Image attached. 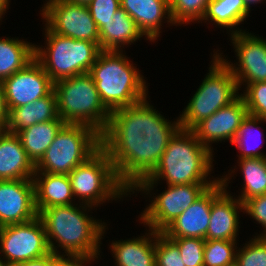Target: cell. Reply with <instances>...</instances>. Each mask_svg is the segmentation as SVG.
<instances>
[{
  "label": "cell",
  "instance_id": "1",
  "mask_svg": "<svg viewBox=\"0 0 266 266\" xmlns=\"http://www.w3.org/2000/svg\"><path fill=\"white\" fill-rule=\"evenodd\" d=\"M179 129V117L168 121L144 99L111 112L101 148L109 155L118 180L131 191L155 169Z\"/></svg>",
  "mask_w": 266,
  "mask_h": 266
},
{
  "label": "cell",
  "instance_id": "2",
  "mask_svg": "<svg viewBox=\"0 0 266 266\" xmlns=\"http://www.w3.org/2000/svg\"><path fill=\"white\" fill-rule=\"evenodd\" d=\"M77 206L73 203L54 206L38 213L50 251L64 259H98L101 239L106 230L105 222L88 216L86 210L89 212L93 207L85 204ZM56 243L66 254H60Z\"/></svg>",
  "mask_w": 266,
  "mask_h": 266
},
{
  "label": "cell",
  "instance_id": "3",
  "mask_svg": "<svg viewBox=\"0 0 266 266\" xmlns=\"http://www.w3.org/2000/svg\"><path fill=\"white\" fill-rule=\"evenodd\" d=\"M213 161L212 151L203 146L191 130L180 128L169 140L155 169L130 192L144 191L148 195L161 179L167 185L217 183L219 178L207 180Z\"/></svg>",
  "mask_w": 266,
  "mask_h": 266
},
{
  "label": "cell",
  "instance_id": "4",
  "mask_svg": "<svg viewBox=\"0 0 266 266\" xmlns=\"http://www.w3.org/2000/svg\"><path fill=\"white\" fill-rule=\"evenodd\" d=\"M89 74L101 102L110 112L147 98L146 81L123 50H101Z\"/></svg>",
  "mask_w": 266,
  "mask_h": 266
},
{
  "label": "cell",
  "instance_id": "5",
  "mask_svg": "<svg viewBox=\"0 0 266 266\" xmlns=\"http://www.w3.org/2000/svg\"><path fill=\"white\" fill-rule=\"evenodd\" d=\"M59 117L66 124L88 125L102 134L111 112L101 102L95 82L89 73L53 83Z\"/></svg>",
  "mask_w": 266,
  "mask_h": 266
},
{
  "label": "cell",
  "instance_id": "6",
  "mask_svg": "<svg viewBox=\"0 0 266 266\" xmlns=\"http://www.w3.org/2000/svg\"><path fill=\"white\" fill-rule=\"evenodd\" d=\"M46 48L35 45V59L55 83L61 79L89 73L100 47L86 40H76L52 32L45 25Z\"/></svg>",
  "mask_w": 266,
  "mask_h": 266
},
{
  "label": "cell",
  "instance_id": "7",
  "mask_svg": "<svg viewBox=\"0 0 266 266\" xmlns=\"http://www.w3.org/2000/svg\"><path fill=\"white\" fill-rule=\"evenodd\" d=\"M213 58L208 74L179 116L181 129L191 130L201 120L240 96L231 69L216 53Z\"/></svg>",
  "mask_w": 266,
  "mask_h": 266
},
{
  "label": "cell",
  "instance_id": "8",
  "mask_svg": "<svg viewBox=\"0 0 266 266\" xmlns=\"http://www.w3.org/2000/svg\"><path fill=\"white\" fill-rule=\"evenodd\" d=\"M101 148V134L88 125L65 124L35 165V172L68 175Z\"/></svg>",
  "mask_w": 266,
  "mask_h": 266
},
{
  "label": "cell",
  "instance_id": "9",
  "mask_svg": "<svg viewBox=\"0 0 266 266\" xmlns=\"http://www.w3.org/2000/svg\"><path fill=\"white\" fill-rule=\"evenodd\" d=\"M68 177L74 197H79L80 204L94 208L106 200L113 201L131 194L118 180L109 155L102 148L76 166Z\"/></svg>",
  "mask_w": 266,
  "mask_h": 266
},
{
  "label": "cell",
  "instance_id": "10",
  "mask_svg": "<svg viewBox=\"0 0 266 266\" xmlns=\"http://www.w3.org/2000/svg\"><path fill=\"white\" fill-rule=\"evenodd\" d=\"M50 252L45 228L38 216L25 223L0 227V253L10 266Z\"/></svg>",
  "mask_w": 266,
  "mask_h": 266
},
{
  "label": "cell",
  "instance_id": "11",
  "mask_svg": "<svg viewBox=\"0 0 266 266\" xmlns=\"http://www.w3.org/2000/svg\"><path fill=\"white\" fill-rule=\"evenodd\" d=\"M41 12L45 25L52 32L99 46V30L87 5L67 0H47Z\"/></svg>",
  "mask_w": 266,
  "mask_h": 266
},
{
  "label": "cell",
  "instance_id": "12",
  "mask_svg": "<svg viewBox=\"0 0 266 266\" xmlns=\"http://www.w3.org/2000/svg\"><path fill=\"white\" fill-rule=\"evenodd\" d=\"M215 183L167 185V190L154 197L141 213L140 220L148 228L162 232L181 213Z\"/></svg>",
  "mask_w": 266,
  "mask_h": 266
},
{
  "label": "cell",
  "instance_id": "13",
  "mask_svg": "<svg viewBox=\"0 0 266 266\" xmlns=\"http://www.w3.org/2000/svg\"><path fill=\"white\" fill-rule=\"evenodd\" d=\"M246 32L242 31L230 36L238 58V62L234 64L238 66L226 61L222 53L215 52L231 69L239 90L242 84L266 81V39Z\"/></svg>",
  "mask_w": 266,
  "mask_h": 266
},
{
  "label": "cell",
  "instance_id": "14",
  "mask_svg": "<svg viewBox=\"0 0 266 266\" xmlns=\"http://www.w3.org/2000/svg\"><path fill=\"white\" fill-rule=\"evenodd\" d=\"M2 84L8 109L32 103L53 90V82L36 59L3 80Z\"/></svg>",
  "mask_w": 266,
  "mask_h": 266
},
{
  "label": "cell",
  "instance_id": "15",
  "mask_svg": "<svg viewBox=\"0 0 266 266\" xmlns=\"http://www.w3.org/2000/svg\"><path fill=\"white\" fill-rule=\"evenodd\" d=\"M38 216L32 179L0 180V227Z\"/></svg>",
  "mask_w": 266,
  "mask_h": 266
},
{
  "label": "cell",
  "instance_id": "16",
  "mask_svg": "<svg viewBox=\"0 0 266 266\" xmlns=\"http://www.w3.org/2000/svg\"><path fill=\"white\" fill-rule=\"evenodd\" d=\"M247 115L248 110L245 102L239 96L231 104L222 107L211 116L201 120L191 131L203 146L213 152V149H211L212 143L229 140L232 144L241 122Z\"/></svg>",
  "mask_w": 266,
  "mask_h": 266
},
{
  "label": "cell",
  "instance_id": "17",
  "mask_svg": "<svg viewBox=\"0 0 266 266\" xmlns=\"http://www.w3.org/2000/svg\"><path fill=\"white\" fill-rule=\"evenodd\" d=\"M225 189L219 180L210 186L180 216L170 223L162 233L168 238H206L210 224L212 201Z\"/></svg>",
  "mask_w": 266,
  "mask_h": 266
},
{
  "label": "cell",
  "instance_id": "18",
  "mask_svg": "<svg viewBox=\"0 0 266 266\" xmlns=\"http://www.w3.org/2000/svg\"><path fill=\"white\" fill-rule=\"evenodd\" d=\"M219 178L225 189L212 201L210 224L207 228L205 240H230L237 241L239 226V211L244 210V205L226 190L232 173Z\"/></svg>",
  "mask_w": 266,
  "mask_h": 266
},
{
  "label": "cell",
  "instance_id": "19",
  "mask_svg": "<svg viewBox=\"0 0 266 266\" xmlns=\"http://www.w3.org/2000/svg\"><path fill=\"white\" fill-rule=\"evenodd\" d=\"M120 7L135 21L138 29L151 42L158 40L162 20L175 25L169 0H120Z\"/></svg>",
  "mask_w": 266,
  "mask_h": 266
},
{
  "label": "cell",
  "instance_id": "20",
  "mask_svg": "<svg viewBox=\"0 0 266 266\" xmlns=\"http://www.w3.org/2000/svg\"><path fill=\"white\" fill-rule=\"evenodd\" d=\"M35 165L16 134L0 130V180L32 179Z\"/></svg>",
  "mask_w": 266,
  "mask_h": 266
},
{
  "label": "cell",
  "instance_id": "21",
  "mask_svg": "<svg viewBox=\"0 0 266 266\" xmlns=\"http://www.w3.org/2000/svg\"><path fill=\"white\" fill-rule=\"evenodd\" d=\"M32 180L37 213L49 207L74 203L75 198L68 175L35 172Z\"/></svg>",
  "mask_w": 266,
  "mask_h": 266
},
{
  "label": "cell",
  "instance_id": "22",
  "mask_svg": "<svg viewBox=\"0 0 266 266\" xmlns=\"http://www.w3.org/2000/svg\"><path fill=\"white\" fill-rule=\"evenodd\" d=\"M8 121L5 131L16 134L18 131L37 123L59 118L57 98L54 90L47 96L32 103L8 109Z\"/></svg>",
  "mask_w": 266,
  "mask_h": 266
},
{
  "label": "cell",
  "instance_id": "23",
  "mask_svg": "<svg viewBox=\"0 0 266 266\" xmlns=\"http://www.w3.org/2000/svg\"><path fill=\"white\" fill-rule=\"evenodd\" d=\"M155 241L156 231L149 228L148 233L138 238L112 242L115 265L156 266Z\"/></svg>",
  "mask_w": 266,
  "mask_h": 266
},
{
  "label": "cell",
  "instance_id": "24",
  "mask_svg": "<svg viewBox=\"0 0 266 266\" xmlns=\"http://www.w3.org/2000/svg\"><path fill=\"white\" fill-rule=\"evenodd\" d=\"M143 36L135 21L120 7L113 19L99 29V47L101 50L120 51L122 46L131 45Z\"/></svg>",
  "mask_w": 266,
  "mask_h": 266
},
{
  "label": "cell",
  "instance_id": "25",
  "mask_svg": "<svg viewBox=\"0 0 266 266\" xmlns=\"http://www.w3.org/2000/svg\"><path fill=\"white\" fill-rule=\"evenodd\" d=\"M65 124L59 117L56 120L34 124L16 133L28 158L34 165L41 160L47 148Z\"/></svg>",
  "mask_w": 266,
  "mask_h": 266
},
{
  "label": "cell",
  "instance_id": "26",
  "mask_svg": "<svg viewBox=\"0 0 266 266\" xmlns=\"http://www.w3.org/2000/svg\"><path fill=\"white\" fill-rule=\"evenodd\" d=\"M34 59V44L19 38H0V81L24 69Z\"/></svg>",
  "mask_w": 266,
  "mask_h": 266
},
{
  "label": "cell",
  "instance_id": "27",
  "mask_svg": "<svg viewBox=\"0 0 266 266\" xmlns=\"http://www.w3.org/2000/svg\"><path fill=\"white\" fill-rule=\"evenodd\" d=\"M249 13L250 11L246 8L243 0H210L200 22L211 20L210 22L220 26V28L229 29V35H232L243 31L236 26L244 22Z\"/></svg>",
  "mask_w": 266,
  "mask_h": 266
},
{
  "label": "cell",
  "instance_id": "28",
  "mask_svg": "<svg viewBox=\"0 0 266 266\" xmlns=\"http://www.w3.org/2000/svg\"><path fill=\"white\" fill-rule=\"evenodd\" d=\"M244 185L237 198L242 204L255 196L266 194V158L238 159Z\"/></svg>",
  "mask_w": 266,
  "mask_h": 266
},
{
  "label": "cell",
  "instance_id": "29",
  "mask_svg": "<svg viewBox=\"0 0 266 266\" xmlns=\"http://www.w3.org/2000/svg\"><path fill=\"white\" fill-rule=\"evenodd\" d=\"M262 121L264 123V122H266V119H262L260 117L248 114L244 118V120L241 122V125L238 128L236 137H235L234 141L232 142V144H235L237 146V149H239V152H241L238 156L239 159H242V158H266V154L264 155V153H262L261 151H258V149L260 150L259 146H261V144L259 145L256 143L257 147L255 145L251 147L249 145L251 143L248 141L251 139L254 140V137H252L253 133H255L254 129H256V131L257 130L259 131L260 127L258 124L259 123L261 124ZM252 131H253V133H252ZM259 133H261V132H258V136L260 137V141H261V138H262V136H264V134L262 135ZM255 137H257V136H255ZM258 140H259V138H258ZM258 143H259V141H258Z\"/></svg>",
  "mask_w": 266,
  "mask_h": 266
},
{
  "label": "cell",
  "instance_id": "30",
  "mask_svg": "<svg viewBox=\"0 0 266 266\" xmlns=\"http://www.w3.org/2000/svg\"><path fill=\"white\" fill-rule=\"evenodd\" d=\"M237 241L205 240L204 266H235Z\"/></svg>",
  "mask_w": 266,
  "mask_h": 266
},
{
  "label": "cell",
  "instance_id": "31",
  "mask_svg": "<svg viewBox=\"0 0 266 266\" xmlns=\"http://www.w3.org/2000/svg\"><path fill=\"white\" fill-rule=\"evenodd\" d=\"M210 0H169L170 14L174 24L198 23L203 18Z\"/></svg>",
  "mask_w": 266,
  "mask_h": 266
},
{
  "label": "cell",
  "instance_id": "32",
  "mask_svg": "<svg viewBox=\"0 0 266 266\" xmlns=\"http://www.w3.org/2000/svg\"><path fill=\"white\" fill-rule=\"evenodd\" d=\"M235 266H266V237L254 236L238 248Z\"/></svg>",
  "mask_w": 266,
  "mask_h": 266
},
{
  "label": "cell",
  "instance_id": "33",
  "mask_svg": "<svg viewBox=\"0 0 266 266\" xmlns=\"http://www.w3.org/2000/svg\"><path fill=\"white\" fill-rule=\"evenodd\" d=\"M156 266H185L178 246L162 232H156Z\"/></svg>",
  "mask_w": 266,
  "mask_h": 266
},
{
  "label": "cell",
  "instance_id": "34",
  "mask_svg": "<svg viewBox=\"0 0 266 266\" xmlns=\"http://www.w3.org/2000/svg\"><path fill=\"white\" fill-rule=\"evenodd\" d=\"M240 95L248 114L266 119V81L249 84Z\"/></svg>",
  "mask_w": 266,
  "mask_h": 266
},
{
  "label": "cell",
  "instance_id": "35",
  "mask_svg": "<svg viewBox=\"0 0 266 266\" xmlns=\"http://www.w3.org/2000/svg\"><path fill=\"white\" fill-rule=\"evenodd\" d=\"M179 248L185 266H204V243L201 238H170Z\"/></svg>",
  "mask_w": 266,
  "mask_h": 266
},
{
  "label": "cell",
  "instance_id": "36",
  "mask_svg": "<svg viewBox=\"0 0 266 266\" xmlns=\"http://www.w3.org/2000/svg\"><path fill=\"white\" fill-rule=\"evenodd\" d=\"M87 7L99 30L113 19L114 13L120 8V0H91Z\"/></svg>",
  "mask_w": 266,
  "mask_h": 266
},
{
  "label": "cell",
  "instance_id": "37",
  "mask_svg": "<svg viewBox=\"0 0 266 266\" xmlns=\"http://www.w3.org/2000/svg\"><path fill=\"white\" fill-rule=\"evenodd\" d=\"M243 205V212L248 213L253 220L261 224L263 229L265 228L258 237H266V194L252 197L246 200Z\"/></svg>",
  "mask_w": 266,
  "mask_h": 266
},
{
  "label": "cell",
  "instance_id": "38",
  "mask_svg": "<svg viewBox=\"0 0 266 266\" xmlns=\"http://www.w3.org/2000/svg\"><path fill=\"white\" fill-rule=\"evenodd\" d=\"M63 261L64 258L62 256H58L53 252H50L43 257L20 262L12 266H61Z\"/></svg>",
  "mask_w": 266,
  "mask_h": 266
},
{
  "label": "cell",
  "instance_id": "39",
  "mask_svg": "<svg viewBox=\"0 0 266 266\" xmlns=\"http://www.w3.org/2000/svg\"><path fill=\"white\" fill-rule=\"evenodd\" d=\"M8 112L3 84L0 81V130H5L8 121Z\"/></svg>",
  "mask_w": 266,
  "mask_h": 266
},
{
  "label": "cell",
  "instance_id": "40",
  "mask_svg": "<svg viewBox=\"0 0 266 266\" xmlns=\"http://www.w3.org/2000/svg\"><path fill=\"white\" fill-rule=\"evenodd\" d=\"M95 259H68V266H85Z\"/></svg>",
  "mask_w": 266,
  "mask_h": 266
},
{
  "label": "cell",
  "instance_id": "41",
  "mask_svg": "<svg viewBox=\"0 0 266 266\" xmlns=\"http://www.w3.org/2000/svg\"><path fill=\"white\" fill-rule=\"evenodd\" d=\"M9 0H0V20L3 15H5L8 5H9Z\"/></svg>",
  "mask_w": 266,
  "mask_h": 266
},
{
  "label": "cell",
  "instance_id": "42",
  "mask_svg": "<svg viewBox=\"0 0 266 266\" xmlns=\"http://www.w3.org/2000/svg\"><path fill=\"white\" fill-rule=\"evenodd\" d=\"M263 0H243L246 8L250 11V7L252 4H257V3H260L262 2ZM265 1V0H264Z\"/></svg>",
  "mask_w": 266,
  "mask_h": 266
},
{
  "label": "cell",
  "instance_id": "43",
  "mask_svg": "<svg viewBox=\"0 0 266 266\" xmlns=\"http://www.w3.org/2000/svg\"><path fill=\"white\" fill-rule=\"evenodd\" d=\"M67 1L87 5L91 0H67Z\"/></svg>",
  "mask_w": 266,
  "mask_h": 266
},
{
  "label": "cell",
  "instance_id": "44",
  "mask_svg": "<svg viewBox=\"0 0 266 266\" xmlns=\"http://www.w3.org/2000/svg\"><path fill=\"white\" fill-rule=\"evenodd\" d=\"M0 266H10L5 260L3 261L1 258H0Z\"/></svg>",
  "mask_w": 266,
  "mask_h": 266
},
{
  "label": "cell",
  "instance_id": "45",
  "mask_svg": "<svg viewBox=\"0 0 266 266\" xmlns=\"http://www.w3.org/2000/svg\"><path fill=\"white\" fill-rule=\"evenodd\" d=\"M61 266H68V259H64Z\"/></svg>",
  "mask_w": 266,
  "mask_h": 266
}]
</instances>
